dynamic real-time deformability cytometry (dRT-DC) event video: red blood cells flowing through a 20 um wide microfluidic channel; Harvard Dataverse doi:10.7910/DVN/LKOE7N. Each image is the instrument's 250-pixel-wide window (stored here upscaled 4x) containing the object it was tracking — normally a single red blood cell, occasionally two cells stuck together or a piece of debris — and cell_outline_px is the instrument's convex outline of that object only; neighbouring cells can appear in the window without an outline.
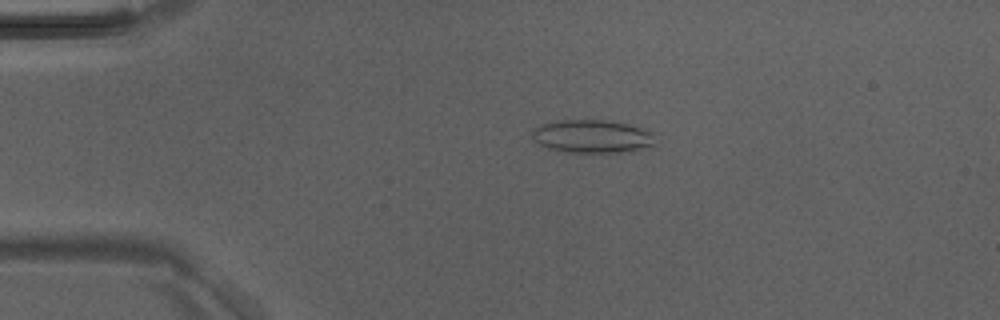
{"species": "Egyptian fruit bat (a non-hibernating species)", "species_latin": "Rousettus aegyptiacus", "temperature_condition": "room temperature", "stored_images_in_passage": 45, "camera_frame_rate_fps": 3000, "um_per_image_px": 0.085, "animal": {"sex": "male"}, "frame": {"image": 1, "passage_image": 9, "time_ms": 2.667, "image_size_px": [1000, 320], "cell_outline_px": [[656, 144], [652, 148], [636, 152], [564, 152], [548, 148], [532, 140], [532, 128], [556, 120], [608, 120], [648, 128], [652, 132]], "centroid_in_image_um": [50.42, 11.6], "position_along_channel_um": 34.6, "area_um2": 24.45}}
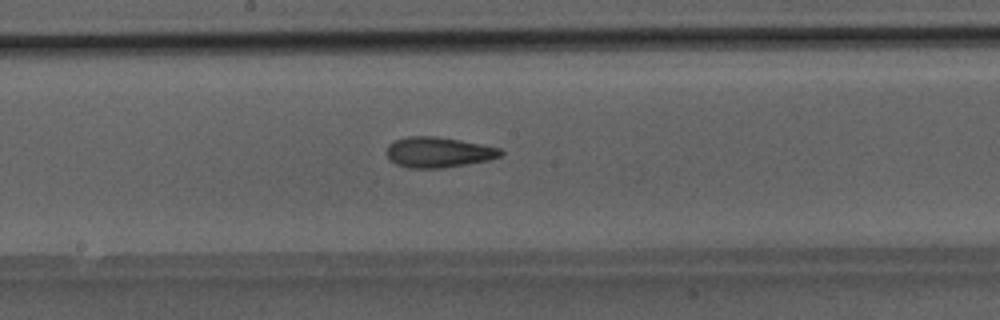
{"frame": {"image": 2, "passage_image": 24, "time_ms": 7.667, "image_size_px": [1000, 320], "cell_outline_px": [[504, 152], [500, 156], [488, 160], [468, 164], [444, 168], [408, 168], [396, 164], [388, 160], [388, 144], [396, 140], [408, 136], [436, 136], [460, 140], [500, 148]], "centroid_in_image_um": [37.26, 12.95], "position_along_channel_um": 210.9, "area_um2": 20.23}}
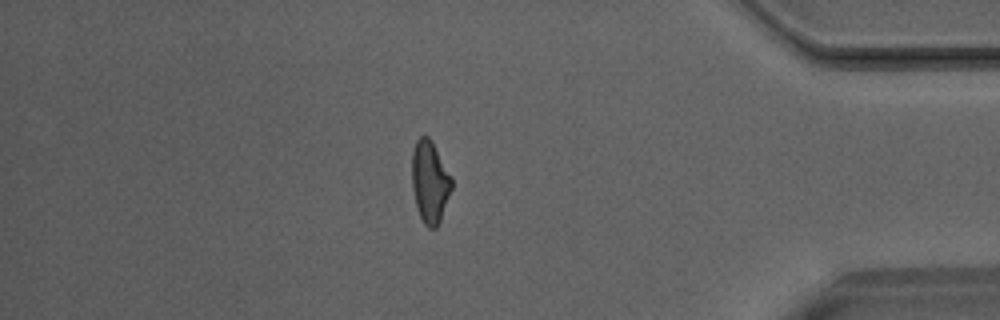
{"frame": {"image": 3, "passage_image": 39, "time_ms": 12.667, "image_size_px": [1000, 320], "cell_outline_px": [[452, 188], [440, 220], [436, 228], [428, 228], [424, 224], [416, 208], [412, 188], [412, 152], [416, 140], [420, 136], [428, 136], [432, 140], [452, 176]], "centroid_in_image_um": [36.53, 15.44], "position_along_channel_um": 398.7, "area_um2": 19.19}}